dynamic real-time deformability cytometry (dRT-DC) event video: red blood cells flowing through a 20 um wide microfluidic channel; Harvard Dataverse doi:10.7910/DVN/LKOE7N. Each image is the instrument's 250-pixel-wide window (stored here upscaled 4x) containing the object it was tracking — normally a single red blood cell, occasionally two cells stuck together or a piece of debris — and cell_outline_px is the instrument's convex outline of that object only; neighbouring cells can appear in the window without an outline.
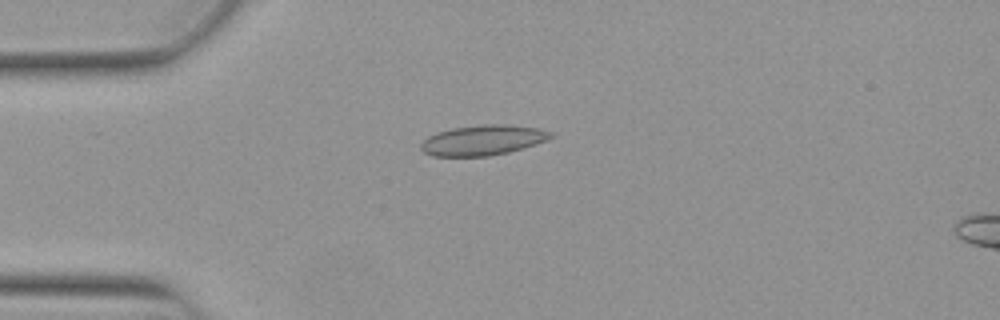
{"species": "Egyptian fruit bat (a non-hibernating species)", "species_latin": "Rousettus aegyptiacus", "temperature_condition": "warm", "stored_images_in_passage": 16, "camera_frame_rate_fps": 3000, "um_per_image_px": 0.085, "animal": {"sex": "female"}, "frame": {"image": 1, "passage_image": 11, "time_ms": 3.333, "image_size_px": [1000, 320], "cell_outline_px": [[556, 136], [536, 144], [508, 152], [488, 156], [432, 156], [424, 152], [420, 148], [420, 144], [428, 136], [436, 132], [452, 128], [484, 124], [504, 124], [540, 128], [556, 132]], "centroid_in_image_um": [41.08, 11.9], "position_along_channel_um": 43.9, "area_um2": 23.06}}
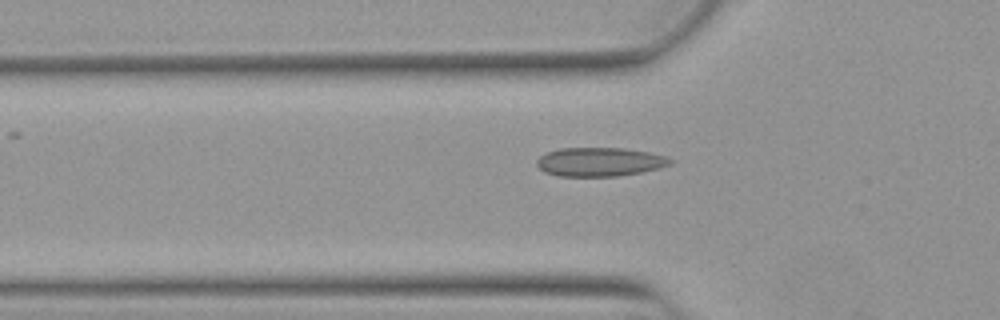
{"frame": {"image": 2, "passage_image": 15, "time_ms": 4.667, "image_size_px": [1000, 320], "cell_outline_px": [[672, 164], [660, 168], [640, 172], [616, 176], [556, 176], [544, 172], [536, 164], [536, 160], [540, 156], [548, 152], [560, 148], [624, 148], [648, 152], [664, 156], [672, 160]], "centroid_in_image_um": [50.95, 13.76], "position_along_channel_um": 74.8, "area_um2": 22.37}}